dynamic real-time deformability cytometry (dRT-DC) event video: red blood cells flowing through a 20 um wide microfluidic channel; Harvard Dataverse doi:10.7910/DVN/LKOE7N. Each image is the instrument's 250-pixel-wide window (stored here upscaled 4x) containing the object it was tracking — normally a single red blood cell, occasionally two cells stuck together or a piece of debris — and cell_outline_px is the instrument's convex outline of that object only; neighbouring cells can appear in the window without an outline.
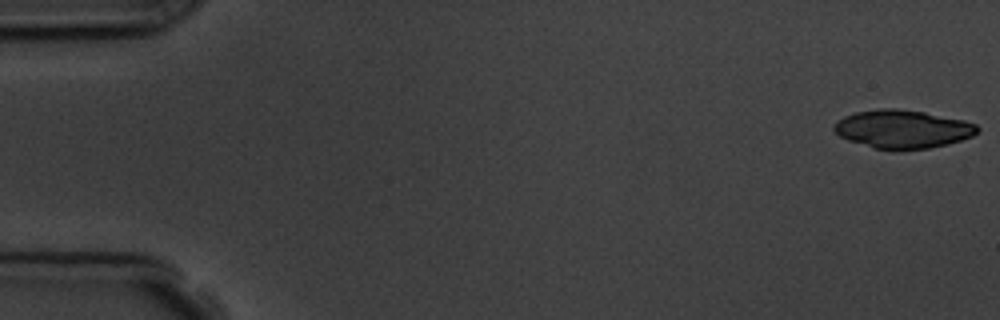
{"species": "common noctule bat (a hibernating species)", "species_latin": "Nyctalus noctula", "temperature_condition": "room temperature", "stored_images_in_passage": 8, "camera_frame_rate_fps": 3000, "um_per_image_px": 0.085, "animal": {"sex": "male", "body_mass_g": 19.5, "forearm_length_mm": 54.6}, "frame": {"image": 1, "passage_image": 1, "time_ms": 0.0, "image_size_px": [1000, 320], "cell_outline_px": [[980, 128], [972, 136], [948, 144], [928, 148], [872, 148], [848, 140], [840, 136], [832, 128], [836, 120], [844, 116], [856, 112], [880, 108], [896, 108], [924, 112], [964, 120], [976, 124]], "centroid_in_image_um": [76.7, 10.95], "position_along_channel_um": 8.3, "area_um2": 31.62}}
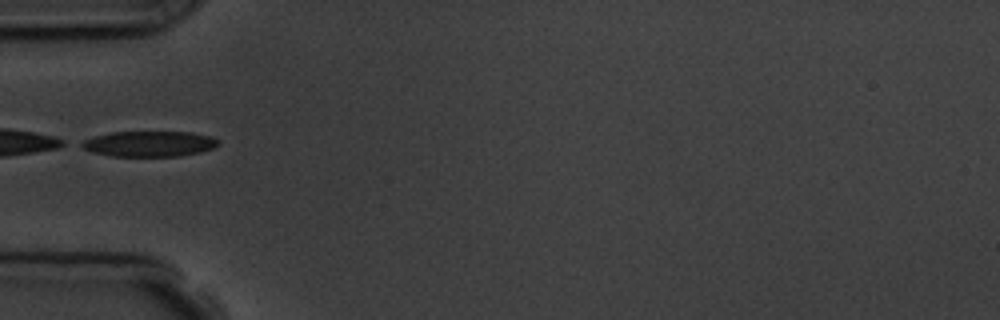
{"frame": {"image": 2, "passage_image": 5, "time_ms": 5.667, "image_size_px": [1000, 320], "cell_outline_px": [[220, 144], [212, 148], [200, 152], [180, 156], [112, 156], [92, 152], [76, 144], [92, 136], [112, 132], [192, 132], [212, 136], [220, 140]], "centroid_in_image_um": [12.69, 12.22], "position_along_channel_um": 72.3, "area_um2": 20.52}}